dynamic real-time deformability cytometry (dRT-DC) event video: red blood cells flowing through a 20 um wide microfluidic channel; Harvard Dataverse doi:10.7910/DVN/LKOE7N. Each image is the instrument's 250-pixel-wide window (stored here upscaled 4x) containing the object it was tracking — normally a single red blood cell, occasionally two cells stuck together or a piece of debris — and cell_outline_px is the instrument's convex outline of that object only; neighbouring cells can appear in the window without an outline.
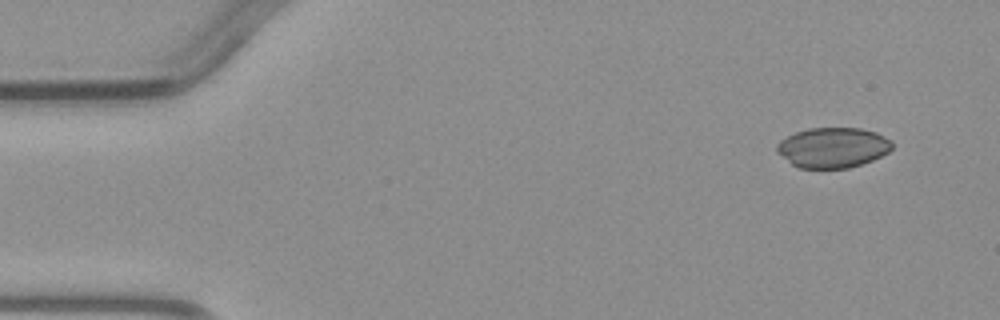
{"species": "common noctule bat (a hibernating species)", "species_latin": "Nyctalus noctula", "temperature_condition": "warm", "stored_images_in_passage": 3, "camera_frame_rate_fps": 3000, "um_per_image_px": 0.085, "animal": {"sex": "male", "body_mass_g": 23.1, "forearm_length_mm": 52.7}, "frame": {"image": 1, "passage_image": 1, "time_ms": 0.0, "image_size_px": [1000, 320], "cell_outline_px": [[892, 148], [888, 152], [872, 160], [848, 168], [800, 168], [792, 164], [776, 152], [776, 144], [780, 140], [796, 132], [808, 128], [860, 128], [876, 132], [892, 140]], "centroid_in_image_um": [70.78, 12.54], "position_along_channel_um": 14.2, "area_um2": 26.99}}